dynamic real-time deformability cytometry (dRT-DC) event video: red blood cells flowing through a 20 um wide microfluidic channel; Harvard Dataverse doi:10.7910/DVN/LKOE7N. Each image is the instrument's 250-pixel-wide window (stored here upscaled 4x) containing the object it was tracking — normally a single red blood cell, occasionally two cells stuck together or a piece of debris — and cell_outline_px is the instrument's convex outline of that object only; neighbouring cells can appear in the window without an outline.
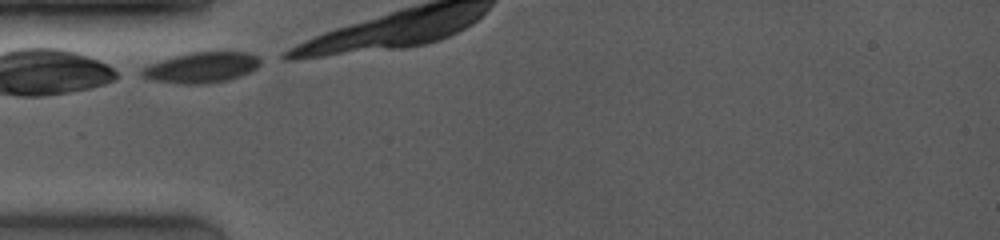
{"species": "common noctule bat (a hibernating species)", "species_latin": "Nyctalus noctula", "temperature_condition": "room temperature", "stored_images_in_passage": 45, "camera_frame_rate_fps": 4000, "um_per_image_px": 0.085, "animal": {"sex": "female", "body_mass_g": 19.0, "forearm_length_mm": 53.3}, "frame": {"image": 1, "passage_image": 1, "time_ms": 0.0, "image_size_px": [1000, 240], "cell_outline_px": [[260, 64], [252, 72], [228, 80], [208, 84], [180, 84], [152, 80], [140, 76], [140, 68], [176, 56], [192, 52], [248, 52], [256, 56], [260, 60]], "centroid_in_image_um": [17.14, 5.76], "position_along_channel_um": 67.9, "area_um2": 21.1}}